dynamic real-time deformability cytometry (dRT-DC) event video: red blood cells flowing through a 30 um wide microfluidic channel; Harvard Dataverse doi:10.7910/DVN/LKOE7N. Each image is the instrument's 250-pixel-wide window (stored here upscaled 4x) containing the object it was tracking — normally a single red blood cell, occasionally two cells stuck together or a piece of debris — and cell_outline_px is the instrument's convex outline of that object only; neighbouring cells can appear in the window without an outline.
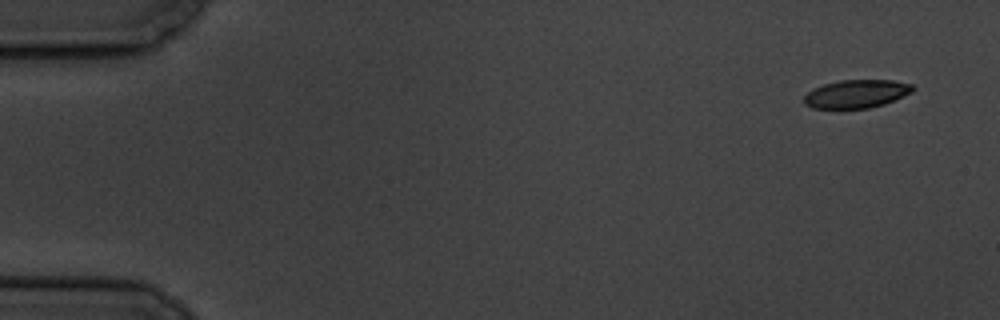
{"species": "common noctule bat (a hibernating species)", "species_latin": "Nyctalus noctula", "temperature_condition": "cold", "stored_images_in_passage": 6, "segment_of_instrument_passage": [1, 2], "camera_frame_rate_fps": 3000, "um_per_image_px": 0.085, "animal": {"sex": "male", "body_mass_g": 19.5, "forearm_length_mm": 54.6}, "frame": {"image": 1, "passage_image": 1, "time_ms": 0.0, "image_size_px": [1000, 320], "cell_outline_px": [[916, 88], [912, 92], [896, 100], [884, 104], [868, 108], [812, 108], [804, 104], [804, 96], [812, 88], [824, 84], [840, 80], [892, 80], [912, 84]], "centroid_in_image_um": [72.81, 7.97], "position_along_channel_um": 12.2, "area_um2": 17.98}}
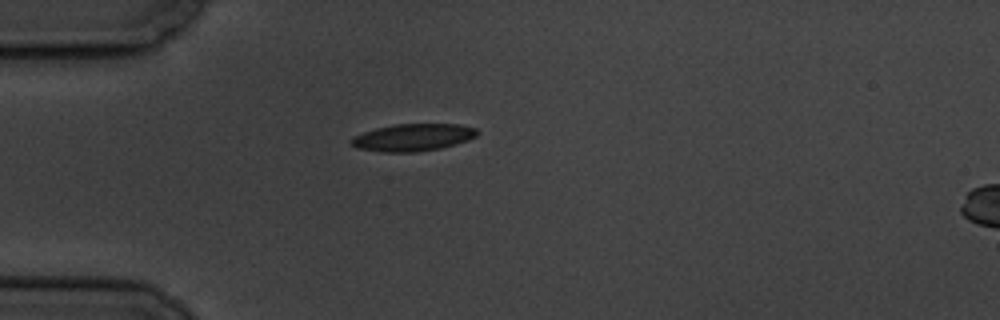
{"frame": {"image": 2, "passage_image": 5, "time_ms": 4.333, "image_size_px": [1000, 320], "cell_outline_px": [[480, 132], [476, 136], [468, 140], [456, 144], [440, 148], [416, 152], [384, 152], [356, 148], [348, 140], [364, 132], [376, 128], [396, 124], [460, 124], [476, 128]], "centroid_in_image_um": [35.13, 11.68], "position_along_channel_um": 49.9, "area_um2": 20.0}}